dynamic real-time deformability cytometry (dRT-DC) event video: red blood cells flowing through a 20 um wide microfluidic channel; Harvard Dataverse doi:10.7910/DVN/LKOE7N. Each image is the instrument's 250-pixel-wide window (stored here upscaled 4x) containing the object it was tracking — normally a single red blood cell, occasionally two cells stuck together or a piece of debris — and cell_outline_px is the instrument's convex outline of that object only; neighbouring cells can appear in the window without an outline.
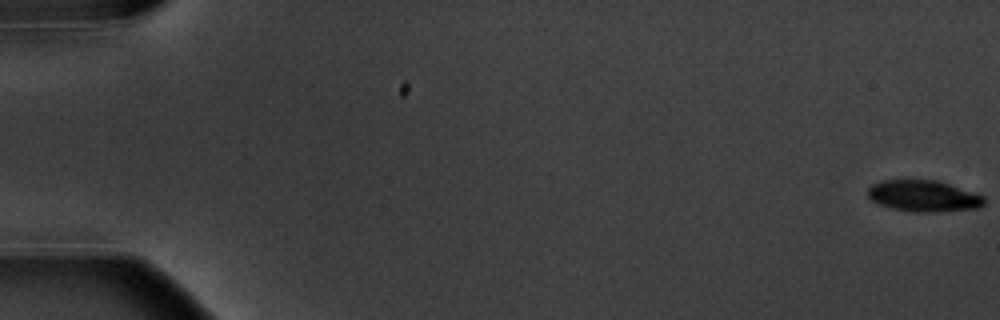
{"species": "common noctule bat (a hibernating species)", "species_latin": "Nyctalus noctula", "temperature_condition": "warm", "stored_images_in_passage": 6, "camera_frame_rate_fps": 3000, "um_per_image_px": 0.085, "animal": {"sex": "male", "body_mass_g": 20.1, "forearm_length_mm": 53.5}, "frame": {"image": 1, "passage_image": 1, "time_ms": 0.0, "image_size_px": [1000, 320], "cell_outline_px": [[984, 204], [976, 208], [932, 212], [912, 212], [892, 208], [880, 204], [872, 200], [868, 196], [868, 188], [872, 184], [880, 180], [940, 180], [984, 196]], "centroid_in_image_um": [78.49, 16.65], "position_along_channel_um": 6.5, "area_um2": 21.21}}